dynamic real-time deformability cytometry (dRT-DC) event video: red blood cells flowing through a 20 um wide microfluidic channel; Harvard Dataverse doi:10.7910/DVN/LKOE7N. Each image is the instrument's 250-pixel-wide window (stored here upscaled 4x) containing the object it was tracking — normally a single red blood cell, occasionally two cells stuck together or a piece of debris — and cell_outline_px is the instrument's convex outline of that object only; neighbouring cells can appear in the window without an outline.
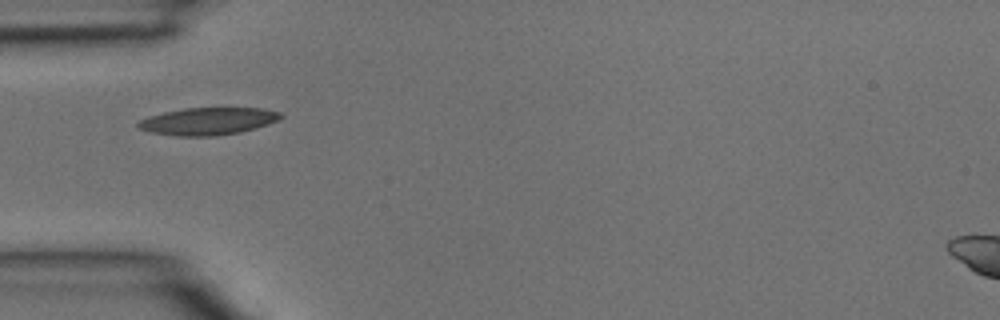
{"species": "common noctule bat (a hibernating species)", "species_latin": "Nyctalus noctula", "temperature_condition": "room temperature", "stored_images_in_passage": 26, "camera_frame_rate_fps": 3000, "um_per_image_px": 0.085, "animal": {"sex": "male", "body_mass_g": 15.6}, "frame": {"image": 1, "passage_image": 1, "time_ms": 0.0, "image_size_px": [1000, 320], "cell_outline_px": [[284, 116], [268, 124], [256, 128], [240, 132], [216, 136], [176, 136], [148, 132], [140, 128], [136, 124], [140, 120], [148, 116], [164, 112], [184, 108], [264, 108], [280, 112]], "centroid_in_image_um": [17.67, 10.3], "position_along_channel_um": 67.3, "area_um2": 22.77}}
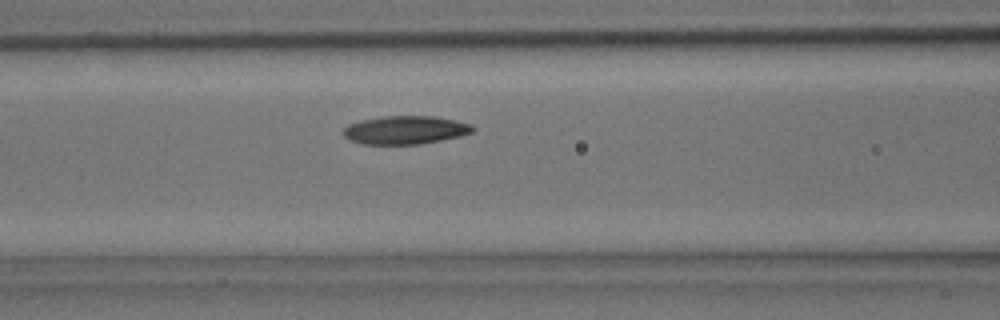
{"frame": {"image": 2, "passage_image": 5, "time_ms": 1.333, "image_size_px": [1000, 320], "cell_outline_px": [[476, 128], [472, 132], [460, 136], [420, 144], [360, 144], [348, 140], [344, 136], [344, 128], [348, 124], [360, 120], [384, 116], [436, 116], [472, 124]], "centroid_in_image_um": [34.44, 11.05], "position_along_channel_um": 132.2, "area_um2": 21.44}}
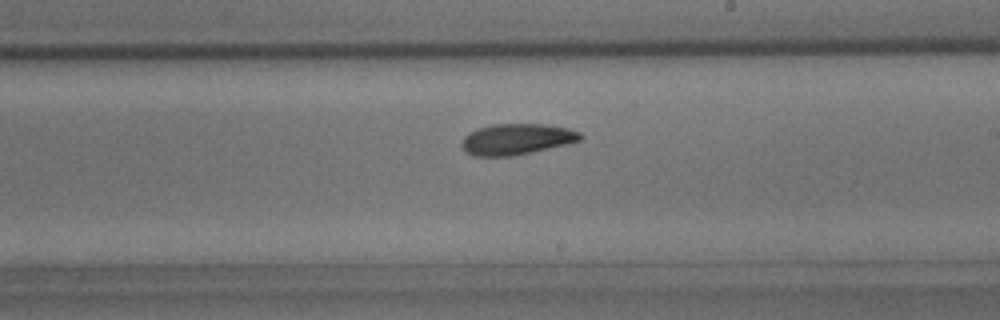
{"frame": {"image": 3, "passage_image": 12, "time_ms": 3.667, "image_size_px": [1000, 320], "cell_outline_px": [[584, 136], [580, 140], [568, 144], [532, 152], [512, 156], [472, 156], [460, 144], [464, 136], [480, 128], [492, 124], [544, 124], [568, 128], [580, 132]], "centroid_in_image_um": [43.95, 11.83], "position_along_channel_um": 245.1, "area_um2": 21.33}}